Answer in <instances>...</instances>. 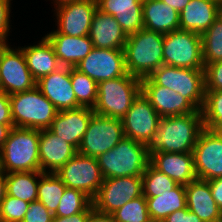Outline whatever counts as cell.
<instances>
[{
    "mask_svg": "<svg viewBox=\"0 0 222 222\" xmlns=\"http://www.w3.org/2000/svg\"><path fill=\"white\" fill-rule=\"evenodd\" d=\"M97 9V0H76L56 6V30L74 37L88 35Z\"/></svg>",
    "mask_w": 222,
    "mask_h": 222,
    "instance_id": "cell-16",
    "label": "cell"
},
{
    "mask_svg": "<svg viewBox=\"0 0 222 222\" xmlns=\"http://www.w3.org/2000/svg\"><path fill=\"white\" fill-rule=\"evenodd\" d=\"M141 93V79L127 73L98 83L96 114L122 119Z\"/></svg>",
    "mask_w": 222,
    "mask_h": 222,
    "instance_id": "cell-5",
    "label": "cell"
},
{
    "mask_svg": "<svg viewBox=\"0 0 222 222\" xmlns=\"http://www.w3.org/2000/svg\"><path fill=\"white\" fill-rule=\"evenodd\" d=\"M20 49L36 82L61 67L51 43L45 36L37 45L24 46Z\"/></svg>",
    "mask_w": 222,
    "mask_h": 222,
    "instance_id": "cell-28",
    "label": "cell"
},
{
    "mask_svg": "<svg viewBox=\"0 0 222 222\" xmlns=\"http://www.w3.org/2000/svg\"><path fill=\"white\" fill-rule=\"evenodd\" d=\"M205 71V90L222 91V61L207 64Z\"/></svg>",
    "mask_w": 222,
    "mask_h": 222,
    "instance_id": "cell-39",
    "label": "cell"
},
{
    "mask_svg": "<svg viewBox=\"0 0 222 222\" xmlns=\"http://www.w3.org/2000/svg\"><path fill=\"white\" fill-rule=\"evenodd\" d=\"M178 184L155 169L151 164L147 166L142 175V186L144 197H156L159 193L172 191Z\"/></svg>",
    "mask_w": 222,
    "mask_h": 222,
    "instance_id": "cell-34",
    "label": "cell"
},
{
    "mask_svg": "<svg viewBox=\"0 0 222 222\" xmlns=\"http://www.w3.org/2000/svg\"><path fill=\"white\" fill-rule=\"evenodd\" d=\"M92 199L84 192L66 187L53 216L69 217L82 211H93Z\"/></svg>",
    "mask_w": 222,
    "mask_h": 222,
    "instance_id": "cell-33",
    "label": "cell"
},
{
    "mask_svg": "<svg viewBox=\"0 0 222 222\" xmlns=\"http://www.w3.org/2000/svg\"><path fill=\"white\" fill-rule=\"evenodd\" d=\"M163 61L178 68L204 69L201 35L181 29L164 34Z\"/></svg>",
    "mask_w": 222,
    "mask_h": 222,
    "instance_id": "cell-8",
    "label": "cell"
},
{
    "mask_svg": "<svg viewBox=\"0 0 222 222\" xmlns=\"http://www.w3.org/2000/svg\"><path fill=\"white\" fill-rule=\"evenodd\" d=\"M125 137L121 119L94 113L91 117L78 153L97 158L111 150Z\"/></svg>",
    "mask_w": 222,
    "mask_h": 222,
    "instance_id": "cell-9",
    "label": "cell"
},
{
    "mask_svg": "<svg viewBox=\"0 0 222 222\" xmlns=\"http://www.w3.org/2000/svg\"><path fill=\"white\" fill-rule=\"evenodd\" d=\"M197 179L222 177V138L216 131L204 128L192 151Z\"/></svg>",
    "mask_w": 222,
    "mask_h": 222,
    "instance_id": "cell-13",
    "label": "cell"
},
{
    "mask_svg": "<svg viewBox=\"0 0 222 222\" xmlns=\"http://www.w3.org/2000/svg\"><path fill=\"white\" fill-rule=\"evenodd\" d=\"M12 127H14V125L0 124V148L2 147L4 142L7 140L9 132Z\"/></svg>",
    "mask_w": 222,
    "mask_h": 222,
    "instance_id": "cell-48",
    "label": "cell"
},
{
    "mask_svg": "<svg viewBox=\"0 0 222 222\" xmlns=\"http://www.w3.org/2000/svg\"><path fill=\"white\" fill-rule=\"evenodd\" d=\"M201 38L204 65L222 61V24L216 20Z\"/></svg>",
    "mask_w": 222,
    "mask_h": 222,
    "instance_id": "cell-35",
    "label": "cell"
},
{
    "mask_svg": "<svg viewBox=\"0 0 222 222\" xmlns=\"http://www.w3.org/2000/svg\"><path fill=\"white\" fill-rule=\"evenodd\" d=\"M143 195L142 176H124L103 180L92 199L94 210L112 214L132 199Z\"/></svg>",
    "mask_w": 222,
    "mask_h": 222,
    "instance_id": "cell-10",
    "label": "cell"
},
{
    "mask_svg": "<svg viewBox=\"0 0 222 222\" xmlns=\"http://www.w3.org/2000/svg\"><path fill=\"white\" fill-rule=\"evenodd\" d=\"M142 5L143 0H97L98 9L115 17L127 36L144 28Z\"/></svg>",
    "mask_w": 222,
    "mask_h": 222,
    "instance_id": "cell-25",
    "label": "cell"
},
{
    "mask_svg": "<svg viewBox=\"0 0 222 222\" xmlns=\"http://www.w3.org/2000/svg\"><path fill=\"white\" fill-rule=\"evenodd\" d=\"M156 85L172 89L186 98L198 111L205 100L204 69H186L162 65L148 76Z\"/></svg>",
    "mask_w": 222,
    "mask_h": 222,
    "instance_id": "cell-7",
    "label": "cell"
},
{
    "mask_svg": "<svg viewBox=\"0 0 222 222\" xmlns=\"http://www.w3.org/2000/svg\"><path fill=\"white\" fill-rule=\"evenodd\" d=\"M66 187L84 192L91 199L103 183L97 159L77 153L55 173Z\"/></svg>",
    "mask_w": 222,
    "mask_h": 222,
    "instance_id": "cell-11",
    "label": "cell"
},
{
    "mask_svg": "<svg viewBox=\"0 0 222 222\" xmlns=\"http://www.w3.org/2000/svg\"><path fill=\"white\" fill-rule=\"evenodd\" d=\"M111 215L117 222H152L148 214L146 198L143 195L127 202Z\"/></svg>",
    "mask_w": 222,
    "mask_h": 222,
    "instance_id": "cell-37",
    "label": "cell"
},
{
    "mask_svg": "<svg viewBox=\"0 0 222 222\" xmlns=\"http://www.w3.org/2000/svg\"><path fill=\"white\" fill-rule=\"evenodd\" d=\"M40 130L12 127L0 148L1 168L5 173L40 171Z\"/></svg>",
    "mask_w": 222,
    "mask_h": 222,
    "instance_id": "cell-3",
    "label": "cell"
},
{
    "mask_svg": "<svg viewBox=\"0 0 222 222\" xmlns=\"http://www.w3.org/2000/svg\"><path fill=\"white\" fill-rule=\"evenodd\" d=\"M150 164L177 184L186 186L197 179L192 153L155 152L150 155Z\"/></svg>",
    "mask_w": 222,
    "mask_h": 222,
    "instance_id": "cell-21",
    "label": "cell"
},
{
    "mask_svg": "<svg viewBox=\"0 0 222 222\" xmlns=\"http://www.w3.org/2000/svg\"><path fill=\"white\" fill-rule=\"evenodd\" d=\"M53 214L39 201L29 204L22 222H52Z\"/></svg>",
    "mask_w": 222,
    "mask_h": 222,
    "instance_id": "cell-40",
    "label": "cell"
},
{
    "mask_svg": "<svg viewBox=\"0 0 222 222\" xmlns=\"http://www.w3.org/2000/svg\"><path fill=\"white\" fill-rule=\"evenodd\" d=\"M45 37L51 43L61 66L76 67L94 48L88 35L74 37L54 30Z\"/></svg>",
    "mask_w": 222,
    "mask_h": 222,
    "instance_id": "cell-22",
    "label": "cell"
},
{
    "mask_svg": "<svg viewBox=\"0 0 222 222\" xmlns=\"http://www.w3.org/2000/svg\"><path fill=\"white\" fill-rule=\"evenodd\" d=\"M92 211H82L69 217L53 216L52 222H86Z\"/></svg>",
    "mask_w": 222,
    "mask_h": 222,
    "instance_id": "cell-45",
    "label": "cell"
},
{
    "mask_svg": "<svg viewBox=\"0 0 222 222\" xmlns=\"http://www.w3.org/2000/svg\"><path fill=\"white\" fill-rule=\"evenodd\" d=\"M161 117L141 92L121 119L125 137L146 144L158 128Z\"/></svg>",
    "mask_w": 222,
    "mask_h": 222,
    "instance_id": "cell-15",
    "label": "cell"
},
{
    "mask_svg": "<svg viewBox=\"0 0 222 222\" xmlns=\"http://www.w3.org/2000/svg\"><path fill=\"white\" fill-rule=\"evenodd\" d=\"M36 86L58 111L81 107L76 101L68 66H61L42 77Z\"/></svg>",
    "mask_w": 222,
    "mask_h": 222,
    "instance_id": "cell-18",
    "label": "cell"
},
{
    "mask_svg": "<svg viewBox=\"0 0 222 222\" xmlns=\"http://www.w3.org/2000/svg\"><path fill=\"white\" fill-rule=\"evenodd\" d=\"M204 128L215 131L222 126V91L205 90L202 107Z\"/></svg>",
    "mask_w": 222,
    "mask_h": 222,
    "instance_id": "cell-36",
    "label": "cell"
},
{
    "mask_svg": "<svg viewBox=\"0 0 222 222\" xmlns=\"http://www.w3.org/2000/svg\"><path fill=\"white\" fill-rule=\"evenodd\" d=\"M65 189V184L55 173L40 171L37 201L41 202L52 214L56 212Z\"/></svg>",
    "mask_w": 222,
    "mask_h": 222,
    "instance_id": "cell-31",
    "label": "cell"
},
{
    "mask_svg": "<svg viewBox=\"0 0 222 222\" xmlns=\"http://www.w3.org/2000/svg\"><path fill=\"white\" fill-rule=\"evenodd\" d=\"M142 13L147 30L168 34L180 29V13L161 0H143Z\"/></svg>",
    "mask_w": 222,
    "mask_h": 222,
    "instance_id": "cell-26",
    "label": "cell"
},
{
    "mask_svg": "<svg viewBox=\"0 0 222 222\" xmlns=\"http://www.w3.org/2000/svg\"><path fill=\"white\" fill-rule=\"evenodd\" d=\"M9 98L14 127L48 129L59 112L37 86Z\"/></svg>",
    "mask_w": 222,
    "mask_h": 222,
    "instance_id": "cell-6",
    "label": "cell"
},
{
    "mask_svg": "<svg viewBox=\"0 0 222 222\" xmlns=\"http://www.w3.org/2000/svg\"><path fill=\"white\" fill-rule=\"evenodd\" d=\"M216 0H190L180 12V29L202 35L217 20Z\"/></svg>",
    "mask_w": 222,
    "mask_h": 222,
    "instance_id": "cell-27",
    "label": "cell"
},
{
    "mask_svg": "<svg viewBox=\"0 0 222 222\" xmlns=\"http://www.w3.org/2000/svg\"><path fill=\"white\" fill-rule=\"evenodd\" d=\"M209 185L216 204L222 210V177L209 180Z\"/></svg>",
    "mask_w": 222,
    "mask_h": 222,
    "instance_id": "cell-44",
    "label": "cell"
},
{
    "mask_svg": "<svg viewBox=\"0 0 222 222\" xmlns=\"http://www.w3.org/2000/svg\"><path fill=\"white\" fill-rule=\"evenodd\" d=\"M88 36L94 48L116 50H124L128 37L115 17L99 9L94 13Z\"/></svg>",
    "mask_w": 222,
    "mask_h": 222,
    "instance_id": "cell-23",
    "label": "cell"
},
{
    "mask_svg": "<svg viewBox=\"0 0 222 222\" xmlns=\"http://www.w3.org/2000/svg\"><path fill=\"white\" fill-rule=\"evenodd\" d=\"M93 115L89 107L59 111L48 129L78 150Z\"/></svg>",
    "mask_w": 222,
    "mask_h": 222,
    "instance_id": "cell-19",
    "label": "cell"
},
{
    "mask_svg": "<svg viewBox=\"0 0 222 222\" xmlns=\"http://www.w3.org/2000/svg\"><path fill=\"white\" fill-rule=\"evenodd\" d=\"M217 21L222 24V1H218V5H217Z\"/></svg>",
    "mask_w": 222,
    "mask_h": 222,
    "instance_id": "cell-50",
    "label": "cell"
},
{
    "mask_svg": "<svg viewBox=\"0 0 222 222\" xmlns=\"http://www.w3.org/2000/svg\"><path fill=\"white\" fill-rule=\"evenodd\" d=\"M163 3L170 5L173 9L177 10L179 13L184 9V7L190 2V0H161Z\"/></svg>",
    "mask_w": 222,
    "mask_h": 222,
    "instance_id": "cell-47",
    "label": "cell"
},
{
    "mask_svg": "<svg viewBox=\"0 0 222 222\" xmlns=\"http://www.w3.org/2000/svg\"><path fill=\"white\" fill-rule=\"evenodd\" d=\"M7 194L6 173L2 170L0 172V204Z\"/></svg>",
    "mask_w": 222,
    "mask_h": 222,
    "instance_id": "cell-49",
    "label": "cell"
},
{
    "mask_svg": "<svg viewBox=\"0 0 222 222\" xmlns=\"http://www.w3.org/2000/svg\"><path fill=\"white\" fill-rule=\"evenodd\" d=\"M0 124L14 125L11 117L9 95L0 92Z\"/></svg>",
    "mask_w": 222,
    "mask_h": 222,
    "instance_id": "cell-43",
    "label": "cell"
},
{
    "mask_svg": "<svg viewBox=\"0 0 222 222\" xmlns=\"http://www.w3.org/2000/svg\"><path fill=\"white\" fill-rule=\"evenodd\" d=\"M162 222H203L200 217L188 210L187 207L176 210L168 215Z\"/></svg>",
    "mask_w": 222,
    "mask_h": 222,
    "instance_id": "cell-42",
    "label": "cell"
},
{
    "mask_svg": "<svg viewBox=\"0 0 222 222\" xmlns=\"http://www.w3.org/2000/svg\"><path fill=\"white\" fill-rule=\"evenodd\" d=\"M152 222H162L168 215L186 207L185 186L178 184L172 191L145 197Z\"/></svg>",
    "mask_w": 222,
    "mask_h": 222,
    "instance_id": "cell-29",
    "label": "cell"
},
{
    "mask_svg": "<svg viewBox=\"0 0 222 222\" xmlns=\"http://www.w3.org/2000/svg\"><path fill=\"white\" fill-rule=\"evenodd\" d=\"M29 202L7 195L0 204V222H22Z\"/></svg>",
    "mask_w": 222,
    "mask_h": 222,
    "instance_id": "cell-38",
    "label": "cell"
},
{
    "mask_svg": "<svg viewBox=\"0 0 222 222\" xmlns=\"http://www.w3.org/2000/svg\"><path fill=\"white\" fill-rule=\"evenodd\" d=\"M86 222H117L111 214H103L93 210Z\"/></svg>",
    "mask_w": 222,
    "mask_h": 222,
    "instance_id": "cell-46",
    "label": "cell"
},
{
    "mask_svg": "<svg viewBox=\"0 0 222 222\" xmlns=\"http://www.w3.org/2000/svg\"><path fill=\"white\" fill-rule=\"evenodd\" d=\"M186 207L203 222H222V210L216 204L209 181L196 179L185 186Z\"/></svg>",
    "mask_w": 222,
    "mask_h": 222,
    "instance_id": "cell-24",
    "label": "cell"
},
{
    "mask_svg": "<svg viewBox=\"0 0 222 222\" xmlns=\"http://www.w3.org/2000/svg\"><path fill=\"white\" fill-rule=\"evenodd\" d=\"M141 92L150 101L161 118L197 111L181 94L168 87L156 85L149 77L141 79Z\"/></svg>",
    "mask_w": 222,
    "mask_h": 222,
    "instance_id": "cell-17",
    "label": "cell"
},
{
    "mask_svg": "<svg viewBox=\"0 0 222 222\" xmlns=\"http://www.w3.org/2000/svg\"><path fill=\"white\" fill-rule=\"evenodd\" d=\"M70 77L77 103L81 107L93 109L97 101L98 84L75 67H70Z\"/></svg>",
    "mask_w": 222,
    "mask_h": 222,
    "instance_id": "cell-32",
    "label": "cell"
},
{
    "mask_svg": "<svg viewBox=\"0 0 222 222\" xmlns=\"http://www.w3.org/2000/svg\"><path fill=\"white\" fill-rule=\"evenodd\" d=\"M78 150L49 129H41L39 137L40 171L56 173ZM48 170V171H47Z\"/></svg>",
    "mask_w": 222,
    "mask_h": 222,
    "instance_id": "cell-20",
    "label": "cell"
},
{
    "mask_svg": "<svg viewBox=\"0 0 222 222\" xmlns=\"http://www.w3.org/2000/svg\"><path fill=\"white\" fill-rule=\"evenodd\" d=\"M163 41L164 34L145 28L130 34L124 47L127 73L143 79L164 65Z\"/></svg>",
    "mask_w": 222,
    "mask_h": 222,
    "instance_id": "cell-2",
    "label": "cell"
},
{
    "mask_svg": "<svg viewBox=\"0 0 222 222\" xmlns=\"http://www.w3.org/2000/svg\"><path fill=\"white\" fill-rule=\"evenodd\" d=\"M72 1H76V0H53V2L55 3V7L60 4H64L66 2H72Z\"/></svg>",
    "mask_w": 222,
    "mask_h": 222,
    "instance_id": "cell-51",
    "label": "cell"
},
{
    "mask_svg": "<svg viewBox=\"0 0 222 222\" xmlns=\"http://www.w3.org/2000/svg\"><path fill=\"white\" fill-rule=\"evenodd\" d=\"M36 81L28 69L23 51L0 46V92L8 95L31 90Z\"/></svg>",
    "mask_w": 222,
    "mask_h": 222,
    "instance_id": "cell-12",
    "label": "cell"
},
{
    "mask_svg": "<svg viewBox=\"0 0 222 222\" xmlns=\"http://www.w3.org/2000/svg\"><path fill=\"white\" fill-rule=\"evenodd\" d=\"M40 171L6 173L7 195L27 201H37Z\"/></svg>",
    "mask_w": 222,
    "mask_h": 222,
    "instance_id": "cell-30",
    "label": "cell"
},
{
    "mask_svg": "<svg viewBox=\"0 0 222 222\" xmlns=\"http://www.w3.org/2000/svg\"><path fill=\"white\" fill-rule=\"evenodd\" d=\"M11 0H0V46L8 45L7 36L10 30Z\"/></svg>",
    "mask_w": 222,
    "mask_h": 222,
    "instance_id": "cell-41",
    "label": "cell"
},
{
    "mask_svg": "<svg viewBox=\"0 0 222 222\" xmlns=\"http://www.w3.org/2000/svg\"><path fill=\"white\" fill-rule=\"evenodd\" d=\"M204 129L202 112L162 117L158 128L145 144L148 154L192 153L198 137Z\"/></svg>",
    "mask_w": 222,
    "mask_h": 222,
    "instance_id": "cell-1",
    "label": "cell"
},
{
    "mask_svg": "<svg viewBox=\"0 0 222 222\" xmlns=\"http://www.w3.org/2000/svg\"><path fill=\"white\" fill-rule=\"evenodd\" d=\"M96 159L104 179L142 176L150 164L145 144L128 137H124L115 147Z\"/></svg>",
    "mask_w": 222,
    "mask_h": 222,
    "instance_id": "cell-4",
    "label": "cell"
},
{
    "mask_svg": "<svg viewBox=\"0 0 222 222\" xmlns=\"http://www.w3.org/2000/svg\"><path fill=\"white\" fill-rule=\"evenodd\" d=\"M97 84L127 74L124 50L93 48L75 67Z\"/></svg>",
    "mask_w": 222,
    "mask_h": 222,
    "instance_id": "cell-14",
    "label": "cell"
},
{
    "mask_svg": "<svg viewBox=\"0 0 222 222\" xmlns=\"http://www.w3.org/2000/svg\"><path fill=\"white\" fill-rule=\"evenodd\" d=\"M217 134L222 138V126L218 127L216 130Z\"/></svg>",
    "mask_w": 222,
    "mask_h": 222,
    "instance_id": "cell-52",
    "label": "cell"
}]
</instances>
